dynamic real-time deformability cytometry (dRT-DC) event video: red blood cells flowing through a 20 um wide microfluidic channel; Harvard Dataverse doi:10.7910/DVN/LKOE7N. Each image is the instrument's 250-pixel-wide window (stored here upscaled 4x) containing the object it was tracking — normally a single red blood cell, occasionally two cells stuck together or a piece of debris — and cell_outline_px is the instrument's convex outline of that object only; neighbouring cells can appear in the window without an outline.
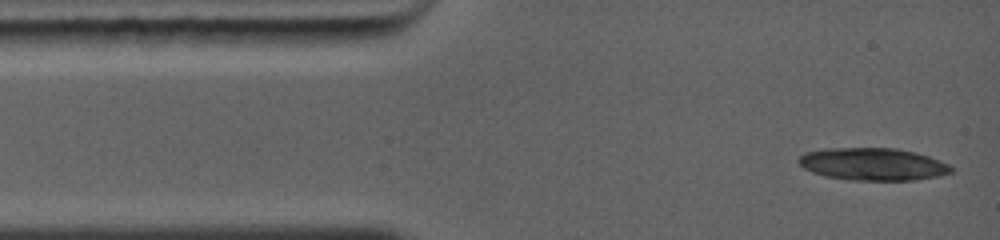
{"species": "common noctule bat (a hibernating species)", "species_latin": "Nyctalus noctula", "temperature_condition": "warm", "stored_images_in_passage": 7, "camera_frame_rate_fps": 5000, "um_per_image_px": 0.085, "animal": {"sex": "female", "body_mass_g": 19.0, "forearm_length_mm": 56.7}, "frame": {"image": 1, "passage_image": 1, "time_ms": 0.0, "image_size_px": [1000, 240], "cell_outline_px": [[952, 172], [940, 176], [916, 180], [848, 180], [824, 176], [812, 172], [804, 168], [796, 160], [804, 152], [824, 148], [896, 148], [916, 152], [940, 160], [948, 164], [952, 168]], "centroid_in_image_um": [74.18, 13.95], "position_along_channel_um": 10.8, "area_um2": 29.07}}